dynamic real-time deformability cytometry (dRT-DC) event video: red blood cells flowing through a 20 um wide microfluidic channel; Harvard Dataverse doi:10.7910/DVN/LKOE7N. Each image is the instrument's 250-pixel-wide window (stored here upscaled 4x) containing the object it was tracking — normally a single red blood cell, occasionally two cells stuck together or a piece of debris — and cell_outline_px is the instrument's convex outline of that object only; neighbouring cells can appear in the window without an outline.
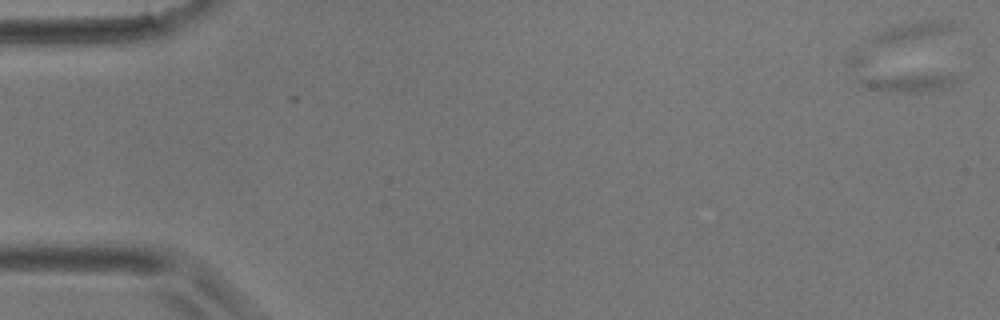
{"species": "common noctule bat (a hibernating species)", "species_latin": "Nyctalus noctula", "temperature_condition": "room temperature", "stored_images_in_passage": 7, "segment_of_instrument_passage": [1, 3], "camera_frame_rate_fps": 3000, "um_per_image_px": 0.085, "animal": {"sex": "male", "body_mass_g": 17.9}, "frame": {"image": 1, "passage_image": 1, "time_ms": 0.0, "image_size_px": [1000, 320], "cell_outline_px": [[960, 80], [952, 84], [940, 88], [916, 92], [896, 92], [872, 88], [860, 84], [844, 60], [852, 52], [960, 76]], "centroid_in_image_um": [76.18, 6.37], "position_along_channel_um": 8.8, "area_um2": 19.31}}